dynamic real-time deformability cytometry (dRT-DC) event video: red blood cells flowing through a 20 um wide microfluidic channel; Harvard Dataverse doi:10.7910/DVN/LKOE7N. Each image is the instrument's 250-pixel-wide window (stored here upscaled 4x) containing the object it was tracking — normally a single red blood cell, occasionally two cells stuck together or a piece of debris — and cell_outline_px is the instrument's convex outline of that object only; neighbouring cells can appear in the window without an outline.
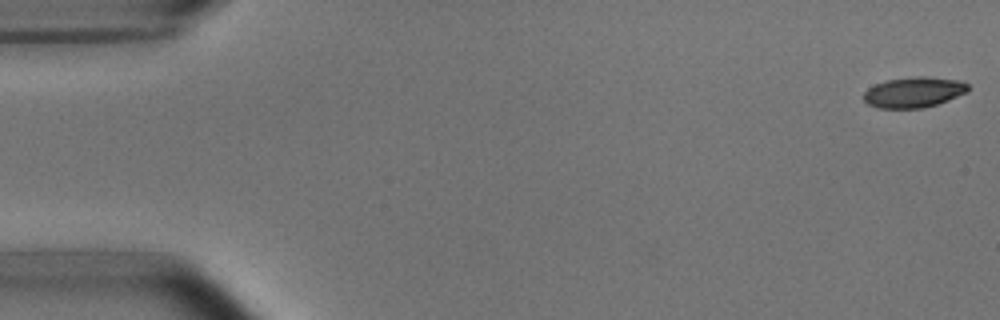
{"species": "common noctule bat (a hibernating species)", "species_latin": "Nyctalus noctula", "temperature_condition": "room temperature", "stored_images_in_passage": 11, "camera_frame_rate_fps": 3000, "um_per_image_px": 0.085, "animal": {"sex": "male", "body_mass_g": 15.6}, "frame": {"image": 1, "passage_image": 1, "time_ms": 0.0, "image_size_px": [1000, 320], "cell_outline_px": [[968, 92], [948, 100], [924, 108], [880, 108], [868, 104], [864, 100], [864, 92], [868, 88], [876, 84], [888, 80], [920, 76], [924, 76], [956, 80], [968, 84]], "centroid_in_image_um": [77.67, 7.85], "position_along_channel_um": 7.3, "area_um2": 18.32}}